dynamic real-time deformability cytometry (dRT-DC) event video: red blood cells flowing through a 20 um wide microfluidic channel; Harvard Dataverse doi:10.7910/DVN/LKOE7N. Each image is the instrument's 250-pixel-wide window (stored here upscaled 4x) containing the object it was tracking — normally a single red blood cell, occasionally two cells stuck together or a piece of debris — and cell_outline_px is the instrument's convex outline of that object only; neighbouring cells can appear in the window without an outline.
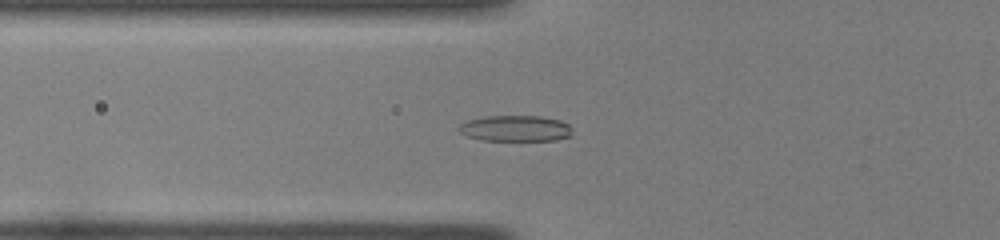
{"species": "common noctule bat (a hibernating species)", "species_latin": "Nyctalus noctula", "temperature_condition": "room temperature", "stored_images_in_passage": 42, "camera_frame_rate_fps": 3000, "um_per_image_px": 0.085, "animal": {"sex": "female", "body_mass_g": 22.0, "forearm_length_mm": 56.7}, "frame": {"image": 1, "passage_image": 11, "time_ms": 3.333, "image_size_px": [1000, 240], "cell_outline_px": [[572, 136], [556, 140], [480, 140], [468, 136], [460, 132], [456, 128], [460, 124], [468, 120], [484, 116], [540, 116], [560, 120], [568, 124], [572, 128]], "centroid_in_image_um": [43.82, 10.91], "position_along_channel_um": 82.0, "area_um2": 17.28}}
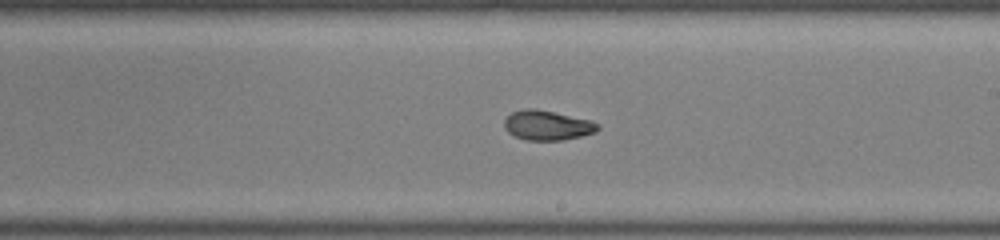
{"frame": {"image": 2, "passage_image": 23, "time_ms": 7.333, "image_size_px": [1000, 240], "cell_outline_px": [[600, 128], [596, 132], [564, 140], [528, 140], [516, 136], [508, 132], [504, 128], [504, 120], [512, 112], [524, 108], [536, 108], [588, 120], [600, 124]], "centroid_in_image_um": [46.51, 10.65], "position_along_channel_um": 242.5, "area_um2": 16.07}}
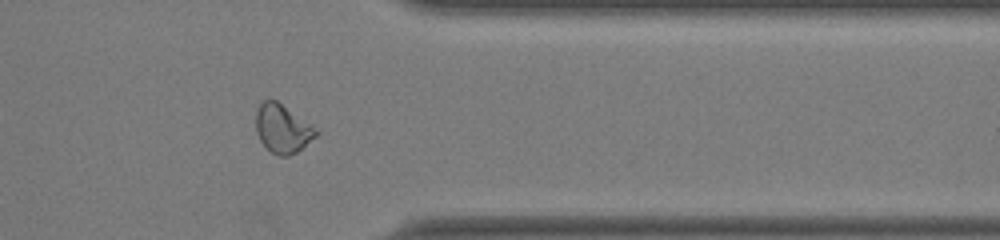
{"frame": {"image": 3, "passage_image": 34, "time_ms": 11.0, "image_size_px": [1000, 240], "cell_outline_px": [[320, 132], [316, 136], [296, 152], [288, 156], [280, 156], [272, 152], [260, 140], [256, 132], [256, 108], [264, 100], [276, 100], [312, 124]], "centroid_in_image_um": [24.02, 10.92], "position_along_channel_um": 387.4, "area_um2": 16.88}, "authors_computed_cell_mechanics": {"area_um2": 16.3863, "velocity_mm_per_s": 4.0185, "shape_relaxation_time_tau1_ms": 6.4439, "shape_relaxation_time_tau2_ms": 1.5085, "deformation_change_tau1": 0.2055, "deformation_change_tau2": 0.0622}}